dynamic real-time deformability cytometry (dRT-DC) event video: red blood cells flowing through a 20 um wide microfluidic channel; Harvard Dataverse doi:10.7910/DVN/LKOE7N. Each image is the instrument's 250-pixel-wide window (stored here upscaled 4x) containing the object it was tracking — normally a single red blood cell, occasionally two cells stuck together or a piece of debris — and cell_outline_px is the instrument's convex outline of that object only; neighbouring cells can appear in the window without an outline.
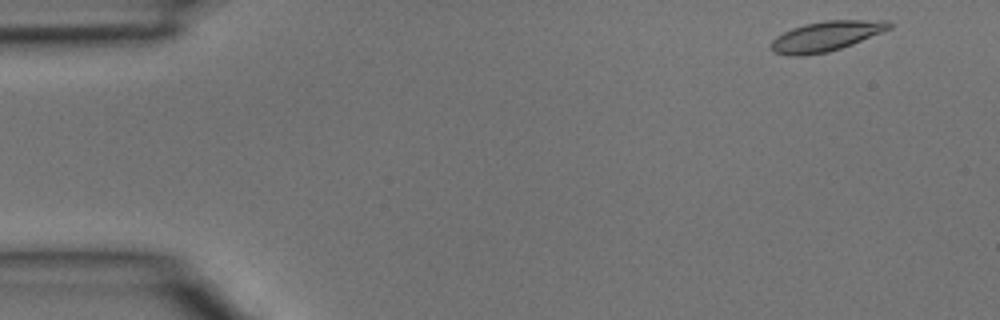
{"species": "common noctule bat (a hibernating species)", "species_latin": "Nyctalus noctula", "temperature_condition": "room temperature", "stored_images_in_passage": 4, "segment_of_instrument_passage": [1, 2], "camera_frame_rate_fps": 3000, "um_per_image_px": 0.085, "animal": {"sex": "male", "body_mass_g": 15.6}, "frame": {"image": 1, "passage_image": 1, "time_ms": 0.0, "image_size_px": [1000, 320], "cell_outline_px": [[892, 28], [852, 44], [828, 52], [804, 56], [788, 56], [772, 52], [772, 40], [776, 36], [792, 28], [804, 24], [824, 20], [888, 20], [892, 24]], "centroid_in_image_um": [70.21, 3.08], "position_along_channel_um": 14.8, "area_um2": 20.69}}